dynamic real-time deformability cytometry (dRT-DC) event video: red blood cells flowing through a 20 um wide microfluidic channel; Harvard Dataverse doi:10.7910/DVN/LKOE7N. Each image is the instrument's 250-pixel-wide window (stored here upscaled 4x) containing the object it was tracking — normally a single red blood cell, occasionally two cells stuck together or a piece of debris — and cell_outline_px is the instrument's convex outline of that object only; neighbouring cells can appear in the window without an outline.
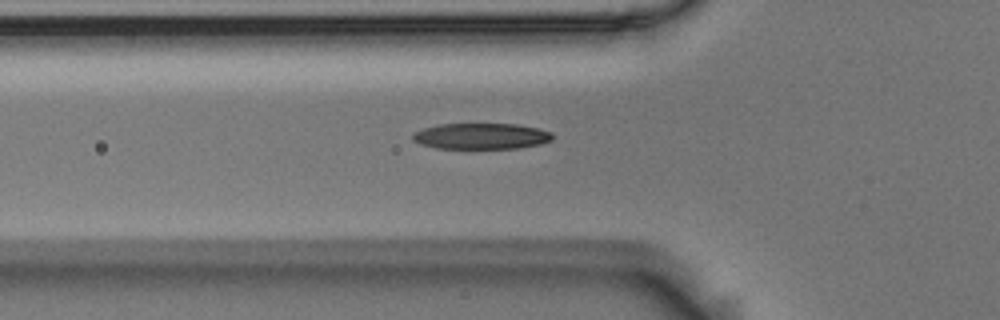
{"species": "Egyptian fruit bat (a non-hibernating species)", "species_latin": "Rousettus aegyptiacus", "temperature_condition": "room temperature", "stored_images_in_passage": 33, "camera_frame_rate_fps": 3000, "um_per_image_px": 0.085, "animal": {"sex": "male"}, "frame": {"image": 1, "passage_image": 2, "time_ms": 0.333, "image_size_px": [1000, 320], "cell_outline_px": [[552, 140], [540, 144], [520, 148], [436, 148], [420, 144], [412, 140], [412, 136], [416, 132], [424, 128], [440, 124], [516, 124], [536, 128], [552, 132]], "centroid_in_image_um": [40.9, 11.57], "position_along_channel_um": 84.9, "area_um2": 21.04}}
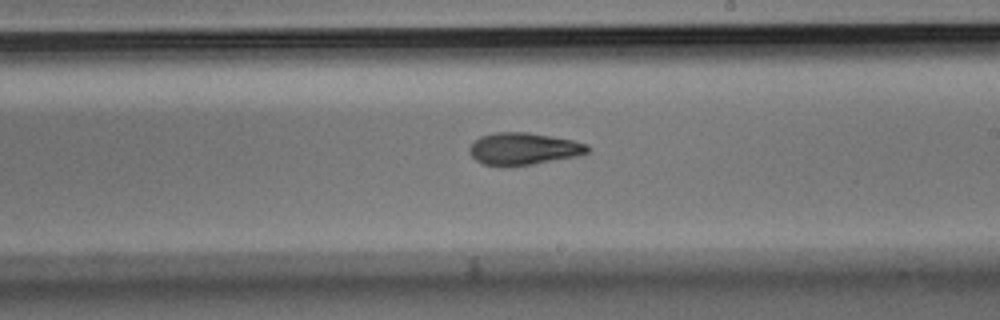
{"frame": {"image": 2, "passage_image": 15, "time_ms": 4.667, "image_size_px": [1000, 320], "cell_outline_px": [[588, 152], [580, 156], [532, 164], [484, 164], [476, 160], [468, 152], [468, 148], [480, 136], [496, 132], [528, 132], [572, 140], [588, 144]], "centroid_in_image_um": [44.52, 12.62], "position_along_channel_um": 244.5, "area_um2": 21.68}}
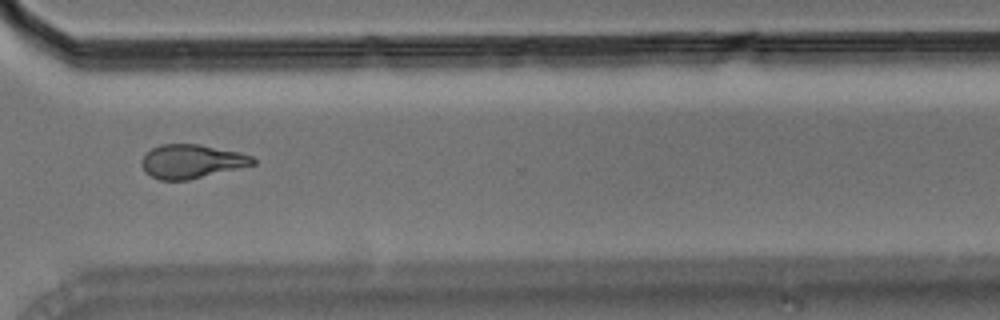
{"frame": {"image": 3, "passage_image": 24, "time_ms": 7.667, "image_size_px": [1000, 320], "cell_outline_px": [[256, 164], [188, 180], [160, 180], [144, 172], [140, 164], [140, 160], [152, 148], [160, 144], [200, 144], [240, 152], [252, 156], [256, 160]], "centroid_in_image_um": [16.28, 13.71], "position_along_channel_um": 354.3, "area_um2": 22.02}}